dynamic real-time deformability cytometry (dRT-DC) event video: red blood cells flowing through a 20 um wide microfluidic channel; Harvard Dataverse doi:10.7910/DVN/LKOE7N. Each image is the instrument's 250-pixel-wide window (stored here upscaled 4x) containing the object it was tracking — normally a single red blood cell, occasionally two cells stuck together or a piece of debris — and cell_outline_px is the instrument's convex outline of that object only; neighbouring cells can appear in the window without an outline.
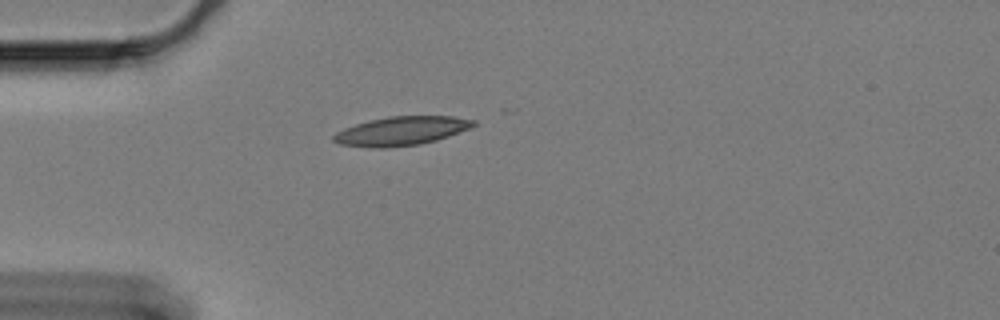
{"species": "Egyptian fruit bat (a non-hibernating species)", "species_latin": "Rousettus aegyptiacus", "temperature_condition": "cold", "stored_images_in_passage": 7, "camera_frame_rate_fps": 3000, "um_per_image_px": 0.085, "animal": {"sex": "female"}, "frame": {"image": 1, "passage_image": 1, "time_ms": 0.0, "image_size_px": [1000, 320], "cell_outline_px": [[476, 124], [468, 128], [448, 136], [436, 140], [420, 144], [384, 148], [376, 148], [340, 144], [332, 140], [332, 136], [336, 132], [344, 128], [368, 120], [388, 116], [452, 116], [476, 120]], "centroid_in_image_um": [34.08, 11.12], "position_along_channel_um": 50.9, "area_um2": 23.41}}
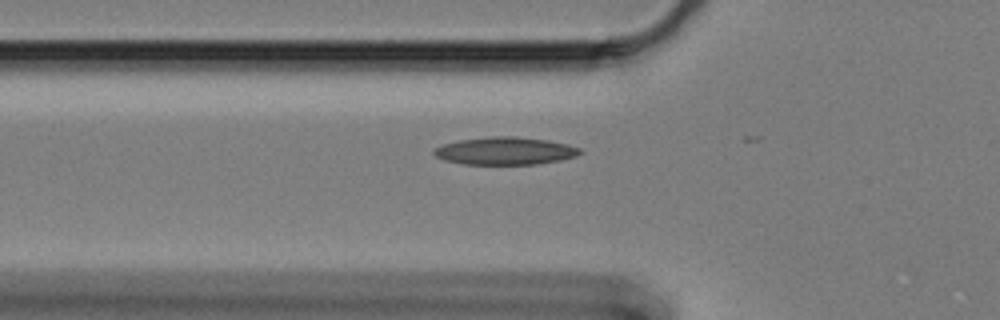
{"frame": {"image": 2, "passage_image": 5, "time_ms": 1.333, "image_size_px": [1000, 320], "cell_outline_px": [[584, 152], [576, 156], [560, 160], [536, 164], [464, 164], [444, 160], [436, 156], [432, 152], [432, 148], [444, 144], [460, 140], [488, 136], [516, 136], [548, 140], [568, 144], [580, 148]], "centroid_in_image_um": [42.94, 12.82], "position_along_channel_um": 82.9, "area_um2": 23.64}}